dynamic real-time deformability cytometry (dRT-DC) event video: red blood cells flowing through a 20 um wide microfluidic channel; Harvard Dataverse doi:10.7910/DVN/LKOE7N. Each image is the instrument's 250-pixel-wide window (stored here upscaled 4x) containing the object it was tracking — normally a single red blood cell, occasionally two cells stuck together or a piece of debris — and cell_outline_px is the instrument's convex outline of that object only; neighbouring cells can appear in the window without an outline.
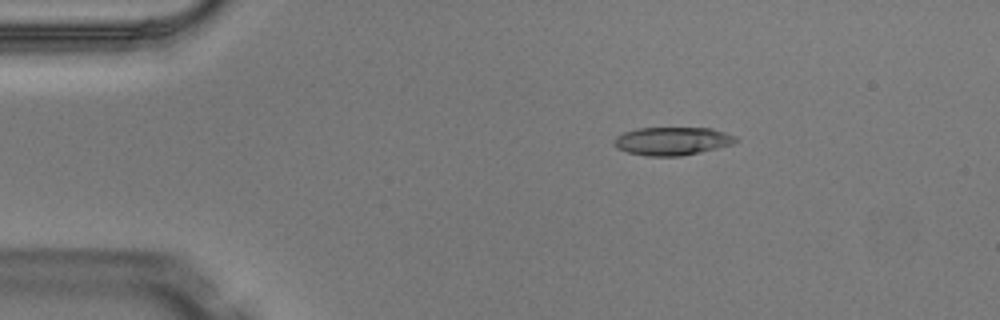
{"species": "Egyptian fruit bat (a non-hibernating species)", "species_latin": "Rousettus aegyptiacus", "temperature_condition": "warm", "stored_images_in_passage": 5, "camera_frame_rate_fps": 3000, "um_per_image_px": 0.085, "animal": {"sex": "male"}, "frame": {"image": 1, "passage_image": 3, "time_ms": 0.667, "image_size_px": [1000, 320], "cell_outline_px": [[736, 140], [732, 144], [716, 148], [680, 156], [644, 156], [628, 152], [616, 148], [612, 144], [612, 140], [616, 136], [624, 132], [640, 128], [712, 128], [736, 136]], "centroid_in_image_um": [57.07, 11.99], "position_along_channel_um": 27.9, "area_um2": 19.88}}